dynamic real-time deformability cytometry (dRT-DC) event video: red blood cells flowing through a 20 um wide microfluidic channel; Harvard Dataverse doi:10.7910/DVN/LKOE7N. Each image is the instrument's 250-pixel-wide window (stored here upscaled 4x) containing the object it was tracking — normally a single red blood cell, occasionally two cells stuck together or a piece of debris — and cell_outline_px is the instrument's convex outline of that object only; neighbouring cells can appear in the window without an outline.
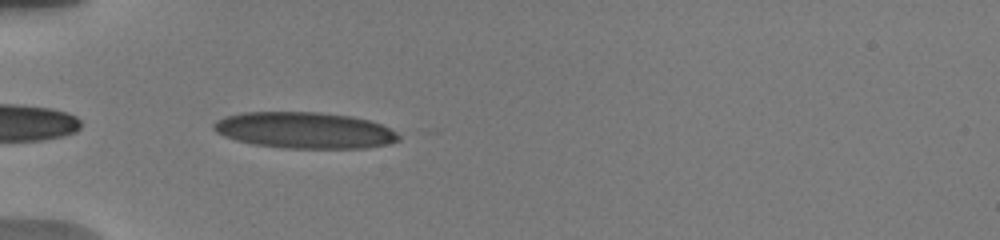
{"species": "human", "species_latin": "Homo sapiens", "temperature_condition": "warm", "stored_images_in_passage": 23, "camera_frame_rate_fps": 3000, "um_per_image_px": 0.085, "donor": {"sex": "male"}, "frame": {"image": 1, "passage_image": 5, "time_ms": 0.667, "image_size_px": [1000, 240], "cell_outline_px": [[400, 140], [388, 144], [368, 148], [284, 148], [256, 144], [236, 140], [224, 136], [216, 132], [212, 128], [212, 124], [216, 120], [224, 116], [244, 112], [320, 112], [352, 116], [368, 120], [380, 124], [396, 132], [400, 136]], "centroid_in_image_um": [25.88, 11.07], "position_along_channel_um": 59.1, "area_um2": 39.19}}
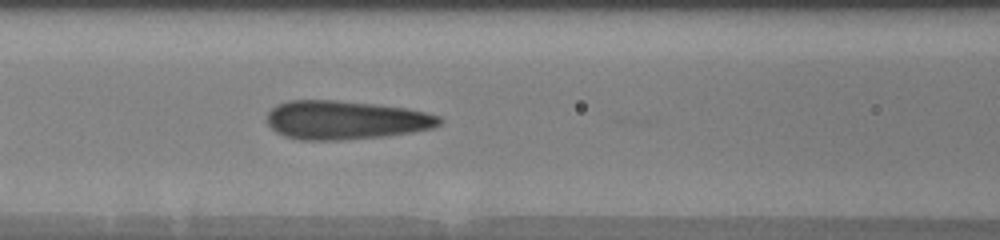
{"frame": {"image": 2, "passage_image": 19, "time_ms": 3.0, "image_size_px": [1000, 240], "cell_outline_px": [[444, 120], [440, 124], [432, 128], [412, 132], [384, 136], [340, 140], [300, 140], [284, 136], [276, 132], [268, 124], [268, 112], [276, 104], [288, 100], [336, 100], [376, 104], [408, 108], [440, 116]], "centroid_in_image_um": [29.37, 10.2], "position_along_channel_um": 137.2, "area_um2": 39.07}}